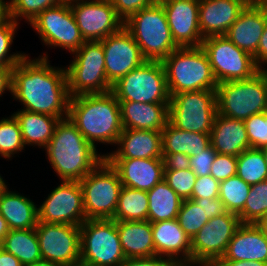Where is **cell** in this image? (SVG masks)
Returning a JSON list of instances; mask_svg holds the SVG:
<instances>
[{
	"label": "cell",
	"mask_w": 267,
	"mask_h": 266,
	"mask_svg": "<svg viewBox=\"0 0 267 266\" xmlns=\"http://www.w3.org/2000/svg\"><path fill=\"white\" fill-rule=\"evenodd\" d=\"M64 2V0H11V18L17 22L19 17H23L31 23L42 11Z\"/></svg>",
	"instance_id": "ab89813d"
},
{
	"label": "cell",
	"mask_w": 267,
	"mask_h": 266,
	"mask_svg": "<svg viewBox=\"0 0 267 266\" xmlns=\"http://www.w3.org/2000/svg\"><path fill=\"white\" fill-rule=\"evenodd\" d=\"M216 154L217 152L210 145L203 152H199L198 155L190 156V167L197 177L210 175Z\"/></svg>",
	"instance_id": "bcb514c9"
},
{
	"label": "cell",
	"mask_w": 267,
	"mask_h": 266,
	"mask_svg": "<svg viewBox=\"0 0 267 266\" xmlns=\"http://www.w3.org/2000/svg\"><path fill=\"white\" fill-rule=\"evenodd\" d=\"M267 213V180L251 185L244 210L238 215L242 224H257Z\"/></svg>",
	"instance_id": "74e56055"
},
{
	"label": "cell",
	"mask_w": 267,
	"mask_h": 266,
	"mask_svg": "<svg viewBox=\"0 0 267 266\" xmlns=\"http://www.w3.org/2000/svg\"><path fill=\"white\" fill-rule=\"evenodd\" d=\"M201 47L208 56L217 83L248 79L260 70L253 56L225 35L204 38Z\"/></svg>",
	"instance_id": "7c38bea8"
},
{
	"label": "cell",
	"mask_w": 267,
	"mask_h": 266,
	"mask_svg": "<svg viewBox=\"0 0 267 266\" xmlns=\"http://www.w3.org/2000/svg\"><path fill=\"white\" fill-rule=\"evenodd\" d=\"M10 2L0 0V26L11 20Z\"/></svg>",
	"instance_id": "9f6ffc18"
},
{
	"label": "cell",
	"mask_w": 267,
	"mask_h": 266,
	"mask_svg": "<svg viewBox=\"0 0 267 266\" xmlns=\"http://www.w3.org/2000/svg\"><path fill=\"white\" fill-rule=\"evenodd\" d=\"M149 200L146 191L122 186L114 217L115 221L148 220Z\"/></svg>",
	"instance_id": "836d02e7"
},
{
	"label": "cell",
	"mask_w": 267,
	"mask_h": 266,
	"mask_svg": "<svg viewBox=\"0 0 267 266\" xmlns=\"http://www.w3.org/2000/svg\"><path fill=\"white\" fill-rule=\"evenodd\" d=\"M247 5L267 6V0H246Z\"/></svg>",
	"instance_id": "680465c9"
},
{
	"label": "cell",
	"mask_w": 267,
	"mask_h": 266,
	"mask_svg": "<svg viewBox=\"0 0 267 266\" xmlns=\"http://www.w3.org/2000/svg\"><path fill=\"white\" fill-rule=\"evenodd\" d=\"M0 247L17 257L24 266L42 261L35 228L9 230Z\"/></svg>",
	"instance_id": "d6a6232c"
},
{
	"label": "cell",
	"mask_w": 267,
	"mask_h": 266,
	"mask_svg": "<svg viewBox=\"0 0 267 266\" xmlns=\"http://www.w3.org/2000/svg\"><path fill=\"white\" fill-rule=\"evenodd\" d=\"M263 154H264V159H265V162H266V165H267V147H264V148H261Z\"/></svg>",
	"instance_id": "e7e4bbea"
},
{
	"label": "cell",
	"mask_w": 267,
	"mask_h": 266,
	"mask_svg": "<svg viewBox=\"0 0 267 266\" xmlns=\"http://www.w3.org/2000/svg\"><path fill=\"white\" fill-rule=\"evenodd\" d=\"M250 147L261 149L267 147V112L253 114L244 120Z\"/></svg>",
	"instance_id": "b9f144b4"
},
{
	"label": "cell",
	"mask_w": 267,
	"mask_h": 266,
	"mask_svg": "<svg viewBox=\"0 0 267 266\" xmlns=\"http://www.w3.org/2000/svg\"><path fill=\"white\" fill-rule=\"evenodd\" d=\"M266 24L267 6L246 5L225 36L238 48L253 56L257 52Z\"/></svg>",
	"instance_id": "603a6c76"
},
{
	"label": "cell",
	"mask_w": 267,
	"mask_h": 266,
	"mask_svg": "<svg viewBox=\"0 0 267 266\" xmlns=\"http://www.w3.org/2000/svg\"><path fill=\"white\" fill-rule=\"evenodd\" d=\"M237 171V157L233 155L216 154L210 175L221 182L235 176Z\"/></svg>",
	"instance_id": "ee69618b"
},
{
	"label": "cell",
	"mask_w": 267,
	"mask_h": 266,
	"mask_svg": "<svg viewBox=\"0 0 267 266\" xmlns=\"http://www.w3.org/2000/svg\"><path fill=\"white\" fill-rule=\"evenodd\" d=\"M250 188L251 185L237 175L220 182L219 198L227 212L239 215L244 210Z\"/></svg>",
	"instance_id": "d590c367"
},
{
	"label": "cell",
	"mask_w": 267,
	"mask_h": 266,
	"mask_svg": "<svg viewBox=\"0 0 267 266\" xmlns=\"http://www.w3.org/2000/svg\"><path fill=\"white\" fill-rule=\"evenodd\" d=\"M116 144L121 147L105 159L162 158L161 131L123 129Z\"/></svg>",
	"instance_id": "cb8c5ba5"
},
{
	"label": "cell",
	"mask_w": 267,
	"mask_h": 266,
	"mask_svg": "<svg viewBox=\"0 0 267 266\" xmlns=\"http://www.w3.org/2000/svg\"><path fill=\"white\" fill-rule=\"evenodd\" d=\"M80 260L93 266H120L126 260L117 221L87 219L80 225Z\"/></svg>",
	"instance_id": "ba28073f"
},
{
	"label": "cell",
	"mask_w": 267,
	"mask_h": 266,
	"mask_svg": "<svg viewBox=\"0 0 267 266\" xmlns=\"http://www.w3.org/2000/svg\"><path fill=\"white\" fill-rule=\"evenodd\" d=\"M120 266H180L170 258L153 256L147 258L126 259Z\"/></svg>",
	"instance_id": "c3c4849f"
},
{
	"label": "cell",
	"mask_w": 267,
	"mask_h": 266,
	"mask_svg": "<svg viewBox=\"0 0 267 266\" xmlns=\"http://www.w3.org/2000/svg\"><path fill=\"white\" fill-rule=\"evenodd\" d=\"M164 170L190 169V156L183 153L162 154Z\"/></svg>",
	"instance_id": "681fc988"
},
{
	"label": "cell",
	"mask_w": 267,
	"mask_h": 266,
	"mask_svg": "<svg viewBox=\"0 0 267 266\" xmlns=\"http://www.w3.org/2000/svg\"><path fill=\"white\" fill-rule=\"evenodd\" d=\"M151 227L155 256H166L180 266H191V239L177 219L151 223Z\"/></svg>",
	"instance_id": "ffe728a7"
},
{
	"label": "cell",
	"mask_w": 267,
	"mask_h": 266,
	"mask_svg": "<svg viewBox=\"0 0 267 266\" xmlns=\"http://www.w3.org/2000/svg\"><path fill=\"white\" fill-rule=\"evenodd\" d=\"M45 150L52 168L62 181H80L105 159V155L97 154L96 148L68 117L56 125Z\"/></svg>",
	"instance_id": "3957f363"
},
{
	"label": "cell",
	"mask_w": 267,
	"mask_h": 266,
	"mask_svg": "<svg viewBox=\"0 0 267 266\" xmlns=\"http://www.w3.org/2000/svg\"><path fill=\"white\" fill-rule=\"evenodd\" d=\"M220 182L211 175L196 177L191 199L219 197Z\"/></svg>",
	"instance_id": "f6af8a7d"
},
{
	"label": "cell",
	"mask_w": 267,
	"mask_h": 266,
	"mask_svg": "<svg viewBox=\"0 0 267 266\" xmlns=\"http://www.w3.org/2000/svg\"><path fill=\"white\" fill-rule=\"evenodd\" d=\"M106 160L117 171L122 186L147 192L164 179L162 158Z\"/></svg>",
	"instance_id": "44dd1931"
},
{
	"label": "cell",
	"mask_w": 267,
	"mask_h": 266,
	"mask_svg": "<svg viewBox=\"0 0 267 266\" xmlns=\"http://www.w3.org/2000/svg\"><path fill=\"white\" fill-rule=\"evenodd\" d=\"M217 113L216 90L186 91L170 96L168 122L176 128L210 134Z\"/></svg>",
	"instance_id": "8fae6325"
},
{
	"label": "cell",
	"mask_w": 267,
	"mask_h": 266,
	"mask_svg": "<svg viewBox=\"0 0 267 266\" xmlns=\"http://www.w3.org/2000/svg\"><path fill=\"white\" fill-rule=\"evenodd\" d=\"M161 133L162 154L198 155L211 145L210 134L185 131L174 127L169 122Z\"/></svg>",
	"instance_id": "4dcf8cb0"
},
{
	"label": "cell",
	"mask_w": 267,
	"mask_h": 266,
	"mask_svg": "<svg viewBox=\"0 0 267 266\" xmlns=\"http://www.w3.org/2000/svg\"><path fill=\"white\" fill-rule=\"evenodd\" d=\"M236 175L249 185L267 180V165L262 150L250 148L243 151L237 157Z\"/></svg>",
	"instance_id": "e575fe53"
},
{
	"label": "cell",
	"mask_w": 267,
	"mask_h": 266,
	"mask_svg": "<svg viewBox=\"0 0 267 266\" xmlns=\"http://www.w3.org/2000/svg\"><path fill=\"white\" fill-rule=\"evenodd\" d=\"M14 66H0V97L5 91L12 93Z\"/></svg>",
	"instance_id": "f5cc1de1"
},
{
	"label": "cell",
	"mask_w": 267,
	"mask_h": 266,
	"mask_svg": "<svg viewBox=\"0 0 267 266\" xmlns=\"http://www.w3.org/2000/svg\"><path fill=\"white\" fill-rule=\"evenodd\" d=\"M154 3H161L163 1H166V0H152Z\"/></svg>",
	"instance_id": "03108f58"
},
{
	"label": "cell",
	"mask_w": 267,
	"mask_h": 266,
	"mask_svg": "<svg viewBox=\"0 0 267 266\" xmlns=\"http://www.w3.org/2000/svg\"><path fill=\"white\" fill-rule=\"evenodd\" d=\"M17 119L24 145H38L46 148L54 135L56 125L64 117L20 110L13 114Z\"/></svg>",
	"instance_id": "f546056e"
},
{
	"label": "cell",
	"mask_w": 267,
	"mask_h": 266,
	"mask_svg": "<svg viewBox=\"0 0 267 266\" xmlns=\"http://www.w3.org/2000/svg\"><path fill=\"white\" fill-rule=\"evenodd\" d=\"M210 143L218 154L236 157L251 148L244 121L218 113L210 132Z\"/></svg>",
	"instance_id": "4316f807"
},
{
	"label": "cell",
	"mask_w": 267,
	"mask_h": 266,
	"mask_svg": "<svg viewBox=\"0 0 267 266\" xmlns=\"http://www.w3.org/2000/svg\"><path fill=\"white\" fill-rule=\"evenodd\" d=\"M118 101L169 104L166 73L160 61L146 60L112 85Z\"/></svg>",
	"instance_id": "9c48e42d"
},
{
	"label": "cell",
	"mask_w": 267,
	"mask_h": 266,
	"mask_svg": "<svg viewBox=\"0 0 267 266\" xmlns=\"http://www.w3.org/2000/svg\"><path fill=\"white\" fill-rule=\"evenodd\" d=\"M0 214L10 230L31 229L38 223L35 203L15 191H8L7 187L0 194Z\"/></svg>",
	"instance_id": "f1b7e54d"
},
{
	"label": "cell",
	"mask_w": 267,
	"mask_h": 266,
	"mask_svg": "<svg viewBox=\"0 0 267 266\" xmlns=\"http://www.w3.org/2000/svg\"><path fill=\"white\" fill-rule=\"evenodd\" d=\"M32 266H59V265L56 263H53V262L40 261V262H37L36 264H34Z\"/></svg>",
	"instance_id": "94428289"
},
{
	"label": "cell",
	"mask_w": 267,
	"mask_h": 266,
	"mask_svg": "<svg viewBox=\"0 0 267 266\" xmlns=\"http://www.w3.org/2000/svg\"><path fill=\"white\" fill-rule=\"evenodd\" d=\"M123 129L162 131L168 123L169 104L119 101Z\"/></svg>",
	"instance_id": "484cf974"
},
{
	"label": "cell",
	"mask_w": 267,
	"mask_h": 266,
	"mask_svg": "<svg viewBox=\"0 0 267 266\" xmlns=\"http://www.w3.org/2000/svg\"><path fill=\"white\" fill-rule=\"evenodd\" d=\"M69 4L84 41H101L123 27L110 0H75Z\"/></svg>",
	"instance_id": "2e32d148"
},
{
	"label": "cell",
	"mask_w": 267,
	"mask_h": 266,
	"mask_svg": "<svg viewBox=\"0 0 267 266\" xmlns=\"http://www.w3.org/2000/svg\"><path fill=\"white\" fill-rule=\"evenodd\" d=\"M74 54L66 68L69 96L110 92L112 85L106 76L102 41H85Z\"/></svg>",
	"instance_id": "52a82bcc"
},
{
	"label": "cell",
	"mask_w": 267,
	"mask_h": 266,
	"mask_svg": "<svg viewBox=\"0 0 267 266\" xmlns=\"http://www.w3.org/2000/svg\"><path fill=\"white\" fill-rule=\"evenodd\" d=\"M147 195L149 200L148 221L150 223L177 219L183 200L164 179L148 190Z\"/></svg>",
	"instance_id": "1f68e13d"
},
{
	"label": "cell",
	"mask_w": 267,
	"mask_h": 266,
	"mask_svg": "<svg viewBox=\"0 0 267 266\" xmlns=\"http://www.w3.org/2000/svg\"><path fill=\"white\" fill-rule=\"evenodd\" d=\"M68 118L94 148L96 141L116 144L123 130L119 101L111 91L70 97Z\"/></svg>",
	"instance_id": "7a4b0ae2"
},
{
	"label": "cell",
	"mask_w": 267,
	"mask_h": 266,
	"mask_svg": "<svg viewBox=\"0 0 267 266\" xmlns=\"http://www.w3.org/2000/svg\"><path fill=\"white\" fill-rule=\"evenodd\" d=\"M212 266H267V263L259 261H217Z\"/></svg>",
	"instance_id": "11a10c76"
},
{
	"label": "cell",
	"mask_w": 267,
	"mask_h": 266,
	"mask_svg": "<svg viewBox=\"0 0 267 266\" xmlns=\"http://www.w3.org/2000/svg\"><path fill=\"white\" fill-rule=\"evenodd\" d=\"M204 209L206 210V216L208 219H212L213 217L220 216L221 214L227 212L224 203L219 197L214 199H204Z\"/></svg>",
	"instance_id": "f907efd6"
},
{
	"label": "cell",
	"mask_w": 267,
	"mask_h": 266,
	"mask_svg": "<svg viewBox=\"0 0 267 266\" xmlns=\"http://www.w3.org/2000/svg\"><path fill=\"white\" fill-rule=\"evenodd\" d=\"M256 66L261 70L262 63L267 64V24L259 41L257 52L253 55Z\"/></svg>",
	"instance_id": "816d5d0a"
},
{
	"label": "cell",
	"mask_w": 267,
	"mask_h": 266,
	"mask_svg": "<svg viewBox=\"0 0 267 266\" xmlns=\"http://www.w3.org/2000/svg\"><path fill=\"white\" fill-rule=\"evenodd\" d=\"M86 220L112 219L122 188L117 171L104 159L79 181Z\"/></svg>",
	"instance_id": "30bf717a"
},
{
	"label": "cell",
	"mask_w": 267,
	"mask_h": 266,
	"mask_svg": "<svg viewBox=\"0 0 267 266\" xmlns=\"http://www.w3.org/2000/svg\"><path fill=\"white\" fill-rule=\"evenodd\" d=\"M9 227L6 220L0 214V244L2 243L4 237L9 233Z\"/></svg>",
	"instance_id": "6f0895ef"
},
{
	"label": "cell",
	"mask_w": 267,
	"mask_h": 266,
	"mask_svg": "<svg viewBox=\"0 0 267 266\" xmlns=\"http://www.w3.org/2000/svg\"><path fill=\"white\" fill-rule=\"evenodd\" d=\"M30 24L46 45L73 53L85 42L68 2L42 11Z\"/></svg>",
	"instance_id": "5bb4252c"
},
{
	"label": "cell",
	"mask_w": 267,
	"mask_h": 266,
	"mask_svg": "<svg viewBox=\"0 0 267 266\" xmlns=\"http://www.w3.org/2000/svg\"><path fill=\"white\" fill-rule=\"evenodd\" d=\"M180 227L192 239L209 221L204 209V199H185L182 201L177 216Z\"/></svg>",
	"instance_id": "8d00e7d4"
},
{
	"label": "cell",
	"mask_w": 267,
	"mask_h": 266,
	"mask_svg": "<svg viewBox=\"0 0 267 266\" xmlns=\"http://www.w3.org/2000/svg\"><path fill=\"white\" fill-rule=\"evenodd\" d=\"M64 1L69 3V2H72V1H75V0H64Z\"/></svg>",
	"instance_id": "003e7915"
},
{
	"label": "cell",
	"mask_w": 267,
	"mask_h": 266,
	"mask_svg": "<svg viewBox=\"0 0 267 266\" xmlns=\"http://www.w3.org/2000/svg\"><path fill=\"white\" fill-rule=\"evenodd\" d=\"M169 95L186 91L216 90L218 83L205 51L179 47L163 61Z\"/></svg>",
	"instance_id": "277c9868"
},
{
	"label": "cell",
	"mask_w": 267,
	"mask_h": 266,
	"mask_svg": "<svg viewBox=\"0 0 267 266\" xmlns=\"http://www.w3.org/2000/svg\"><path fill=\"white\" fill-rule=\"evenodd\" d=\"M42 261L68 266L80 261V226L38 222Z\"/></svg>",
	"instance_id": "9a60e30c"
},
{
	"label": "cell",
	"mask_w": 267,
	"mask_h": 266,
	"mask_svg": "<svg viewBox=\"0 0 267 266\" xmlns=\"http://www.w3.org/2000/svg\"><path fill=\"white\" fill-rule=\"evenodd\" d=\"M123 27L132 35L145 60L162 62L179 48L161 3L136 12L124 21Z\"/></svg>",
	"instance_id": "5b68a950"
},
{
	"label": "cell",
	"mask_w": 267,
	"mask_h": 266,
	"mask_svg": "<svg viewBox=\"0 0 267 266\" xmlns=\"http://www.w3.org/2000/svg\"><path fill=\"white\" fill-rule=\"evenodd\" d=\"M118 17L124 22L136 12L154 4L152 0H110Z\"/></svg>",
	"instance_id": "7dc6e473"
},
{
	"label": "cell",
	"mask_w": 267,
	"mask_h": 266,
	"mask_svg": "<svg viewBox=\"0 0 267 266\" xmlns=\"http://www.w3.org/2000/svg\"><path fill=\"white\" fill-rule=\"evenodd\" d=\"M256 225L265 234V237H266V240H267V219H261Z\"/></svg>",
	"instance_id": "91938a15"
},
{
	"label": "cell",
	"mask_w": 267,
	"mask_h": 266,
	"mask_svg": "<svg viewBox=\"0 0 267 266\" xmlns=\"http://www.w3.org/2000/svg\"><path fill=\"white\" fill-rule=\"evenodd\" d=\"M68 266H93V265L87 264V263H85V262H83V261L80 260V261L75 262V263H73L71 265H68Z\"/></svg>",
	"instance_id": "6125c7cd"
},
{
	"label": "cell",
	"mask_w": 267,
	"mask_h": 266,
	"mask_svg": "<svg viewBox=\"0 0 267 266\" xmlns=\"http://www.w3.org/2000/svg\"><path fill=\"white\" fill-rule=\"evenodd\" d=\"M217 111L225 117L246 120L267 111V74L259 70L248 79L218 83Z\"/></svg>",
	"instance_id": "8992f818"
},
{
	"label": "cell",
	"mask_w": 267,
	"mask_h": 266,
	"mask_svg": "<svg viewBox=\"0 0 267 266\" xmlns=\"http://www.w3.org/2000/svg\"><path fill=\"white\" fill-rule=\"evenodd\" d=\"M246 5V0H200L199 28L202 38L225 35Z\"/></svg>",
	"instance_id": "7402d4cb"
},
{
	"label": "cell",
	"mask_w": 267,
	"mask_h": 266,
	"mask_svg": "<svg viewBox=\"0 0 267 266\" xmlns=\"http://www.w3.org/2000/svg\"><path fill=\"white\" fill-rule=\"evenodd\" d=\"M200 0L161 2L172 37L179 47H199L203 38L199 28Z\"/></svg>",
	"instance_id": "d6986e66"
},
{
	"label": "cell",
	"mask_w": 267,
	"mask_h": 266,
	"mask_svg": "<svg viewBox=\"0 0 267 266\" xmlns=\"http://www.w3.org/2000/svg\"><path fill=\"white\" fill-rule=\"evenodd\" d=\"M30 60L26 55L13 67L12 95L30 112L68 117L66 69L50 66L48 56Z\"/></svg>",
	"instance_id": "6da1fadb"
},
{
	"label": "cell",
	"mask_w": 267,
	"mask_h": 266,
	"mask_svg": "<svg viewBox=\"0 0 267 266\" xmlns=\"http://www.w3.org/2000/svg\"><path fill=\"white\" fill-rule=\"evenodd\" d=\"M101 41L106 76L111 85L146 61L138 44L124 27Z\"/></svg>",
	"instance_id": "ac0fdd59"
},
{
	"label": "cell",
	"mask_w": 267,
	"mask_h": 266,
	"mask_svg": "<svg viewBox=\"0 0 267 266\" xmlns=\"http://www.w3.org/2000/svg\"><path fill=\"white\" fill-rule=\"evenodd\" d=\"M37 209L38 222L80 226L86 216L79 181H62Z\"/></svg>",
	"instance_id": "e0dca14e"
},
{
	"label": "cell",
	"mask_w": 267,
	"mask_h": 266,
	"mask_svg": "<svg viewBox=\"0 0 267 266\" xmlns=\"http://www.w3.org/2000/svg\"><path fill=\"white\" fill-rule=\"evenodd\" d=\"M7 187L5 181L3 180V178L0 176V194L1 192Z\"/></svg>",
	"instance_id": "be15d7a7"
},
{
	"label": "cell",
	"mask_w": 267,
	"mask_h": 266,
	"mask_svg": "<svg viewBox=\"0 0 267 266\" xmlns=\"http://www.w3.org/2000/svg\"><path fill=\"white\" fill-rule=\"evenodd\" d=\"M0 266H24L13 254L0 247Z\"/></svg>",
	"instance_id": "db71d44e"
},
{
	"label": "cell",
	"mask_w": 267,
	"mask_h": 266,
	"mask_svg": "<svg viewBox=\"0 0 267 266\" xmlns=\"http://www.w3.org/2000/svg\"><path fill=\"white\" fill-rule=\"evenodd\" d=\"M117 229L126 259L155 256L151 223L146 221H117Z\"/></svg>",
	"instance_id": "83f0119b"
},
{
	"label": "cell",
	"mask_w": 267,
	"mask_h": 266,
	"mask_svg": "<svg viewBox=\"0 0 267 266\" xmlns=\"http://www.w3.org/2000/svg\"><path fill=\"white\" fill-rule=\"evenodd\" d=\"M241 224L231 212L209 219L191 239V265L212 266L220 260Z\"/></svg>",
	"instance_id": "4fadbf2b"
},
{
	"label": "cell",
	"mask_w": 267,
	"mask_h": 266,
	"mask_svg": "<svg viewBox=\"0 0 267 266\" xmlns=\"http://www.w3.org/2000/svg\"><path fill=\"white\" fill-rule=\"evenodd\" d=\"M17 26L13 19L0 26V66H15L26 56L22 53L8 55Z\"/></svg>",
	"instance_id": "7bdbcfd3"
},
{
	"label": "cell",
	"mask_w": 267,
	"mask_h": 266,
	"mask_svg": "<svg viewBox=\"0 0 267 266\" xmlns=\"http://www.w3.org/2000/svg\"><path fill=\"white\" fill-rule=\"evenodd\" d=\"M24 142L20 125L12 114L10 118L0 120V154L4 158H11V155L24 149Z\"/></svg>",
	"instance_id": "f35d334b"
},
{
	"label": "cell",
	"mask_w": 267,
	"mask_h": 266,
	"mask_svg": "<svg viewBox=\"0 0 267 266\" xmlns=\"http://www.w3.org/2000/svg\"><path fill=\"white\" fill-rule=\"evenodd\" d=\"M218 261H259L267 263V240L256 224H241Z\"/></svg>",
	"instance_id": "d4e9b609"
},
{
	"label": "cell",
	"mask_w": 267,
	"mask_h": 266,
	"mask_svg": "<svg viewBox=\"0 0 267 266\" xmlns=\"http://www.w3.org/2000/svg\"><path fill=\"white\" fill-rule=\"evenodd\" d=\"M196 174L187 170H164V180L182 199H191L196 182Z\"/></svg>",
	"instance_id": "60d3db41"
}]
</instances>
